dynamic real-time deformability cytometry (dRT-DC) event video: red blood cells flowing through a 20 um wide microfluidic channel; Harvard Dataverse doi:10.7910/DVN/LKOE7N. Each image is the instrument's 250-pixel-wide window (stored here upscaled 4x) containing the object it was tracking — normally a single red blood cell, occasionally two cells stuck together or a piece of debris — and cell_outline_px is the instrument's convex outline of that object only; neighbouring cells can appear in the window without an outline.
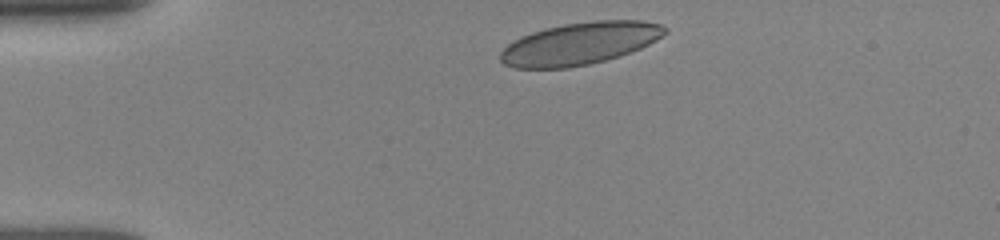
{"species": "human", "species_latin": "Homo sapiens", "temperature_condition": "room temperature", "stored_images_in_passage": 5, "camera_frame_rate_fps": 3000, "um_per_image_px": 0.085, "donor": {"sex": "female"}, "frame": {"image": 1, "passage_image": 1, "time_ms": 0.0, "image_size_px": [1000, 240], "cell_outline_px": [[668, 32], [656, 40], [640, 48], [620, 56], [588, 64], [568, 68], [516, 68], [504, 64], [500, 60], [500, 52], [512, 40], [532, 32], [544, 28], [564, 24], [596, 20], [644, 20], [660, 24], [668, 28]], "centroid_in_image_um": [49.29, 3.69], "position_along_channel_um": 35.7, "area_um2": 40.58}}
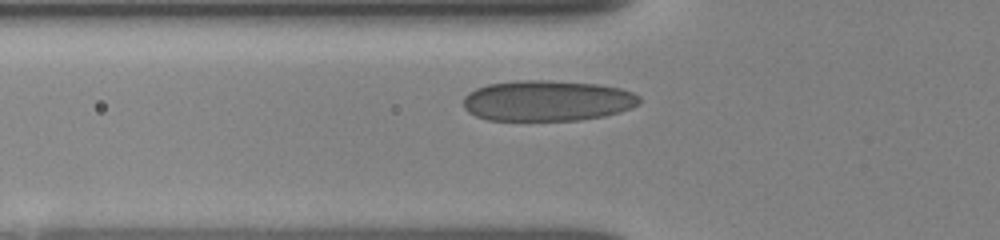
{"frame": {"image": 2, "passage_image": 5, "time_ms": 2.333, "image_size_px": [1000, 240], "cell_outline_px": [[640, 104], [632, 108], [620, 112], [604, 116], [580, 120], [488, 120], [476, 116], [468, 112], [464, 108], [464, 96], [468, 92], [476, 88], [488, 84], [516, 80], [548, 80], [596, 84], [620, 88], [632, 92], [640, 96]], "centroid_in_image_um": [46.52, 8.56], "position_along_channel_um": 79.3, "area_um2": 42.02}}